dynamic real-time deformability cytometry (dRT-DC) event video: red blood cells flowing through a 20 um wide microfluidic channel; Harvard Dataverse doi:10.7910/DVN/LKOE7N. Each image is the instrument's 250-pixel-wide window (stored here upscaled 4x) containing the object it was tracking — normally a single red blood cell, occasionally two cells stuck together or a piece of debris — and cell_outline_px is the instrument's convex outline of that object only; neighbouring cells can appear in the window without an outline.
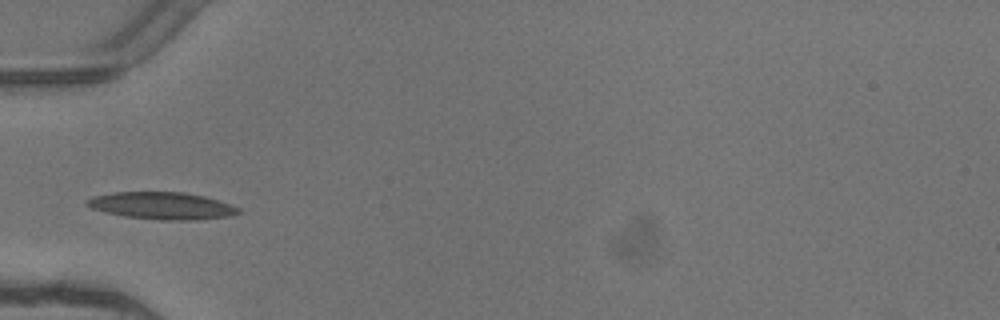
{"species": "common noctule bat (a hibernating species)", "species_latin": "Nyctalus noctula", "temperature_condition": "warm", "stored_images_in_passage": 1, "camera_frame_rate_fps": 3000, "um_per_image_px": 0.085, "animal": {"sex": "female"}, "frame": {"image": 1, "passage_image": 1, "time_ms": 0.0, "image_size_px": [1000, 320], "cell_outline_px": [[240, 212], [228, 216], [192, 220], [160, 220], [124, 216], [104, 212], [92, 208], [84, 204], [92, 196], [112, 192], [184, 192], [204, 196], [240, 208]], "centroid_in_image_um": [13.71, 17.48], "position_along_channel_um": 71.3, "area_um2": 23.81}}